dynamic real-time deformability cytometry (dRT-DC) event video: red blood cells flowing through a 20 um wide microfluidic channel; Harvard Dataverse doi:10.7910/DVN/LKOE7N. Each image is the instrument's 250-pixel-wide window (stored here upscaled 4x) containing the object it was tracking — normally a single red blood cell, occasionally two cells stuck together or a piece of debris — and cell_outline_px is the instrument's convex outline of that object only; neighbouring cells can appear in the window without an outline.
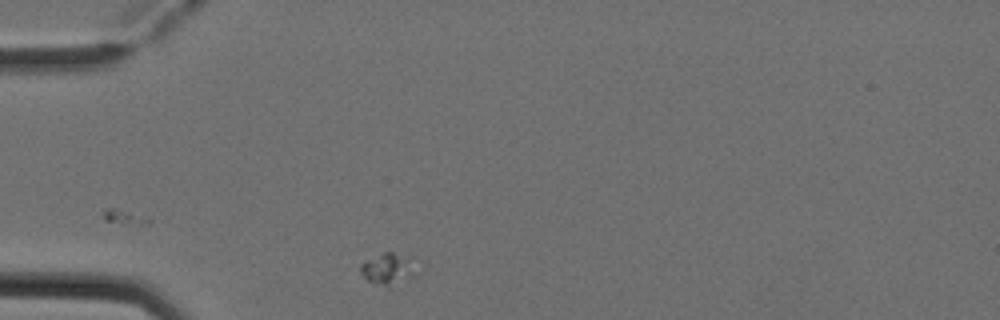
{"species": "Egyptian fruit bat (a non-hibernating species)", "species_latin": "Rousettus aegyptiacus", "temperature_condition": "cold", "stored_images_in_passage": 4, "camera_frame_rate_fps": 3000, "um_per_image_px": 0.085, "animal": {"sex": "female"}, "frame": {"image": 1, "passage_image": 4, "time_ms": 1.0, "image_size_px": [1000, 320], "cell_outline_px": [[412, 276], [388, 288], [368, 280], [360, 272], [360, 264], [364, 260], [384, 252], [392, 252], [412, 256]], "centroid_in_image_um": [32.93, 22.83], "position_along_channel_um": 52.1, "area_um2": 10.06}}